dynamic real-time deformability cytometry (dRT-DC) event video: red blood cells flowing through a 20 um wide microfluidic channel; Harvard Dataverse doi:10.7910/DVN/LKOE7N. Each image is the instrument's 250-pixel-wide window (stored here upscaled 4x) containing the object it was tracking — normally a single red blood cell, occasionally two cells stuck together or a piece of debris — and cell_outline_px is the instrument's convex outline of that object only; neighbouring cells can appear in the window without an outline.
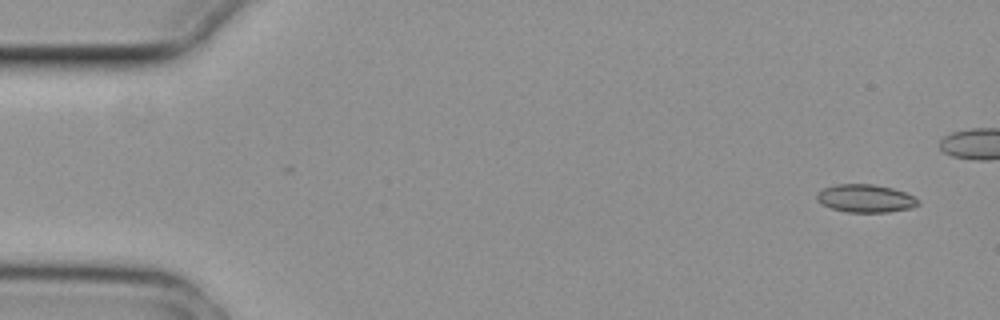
{"species": "common noctule bat (a hibernating species)", "species_latin": "Nyctalus noctula", "temperature_condition": "cold", "stored_images_in_passage": 5, "camera_frame_rate_fps": 3000, "um_per_image_px": 0.085, "animal": {"sex": "female", "body_mass_g": 29.2, "forearm_length_mm": 56.3}, "frame": {"image": 1, "passage_image": 1, "time_ms": 0.0, "image_size_px": [1000, 320], "cell_outline_px": [[920, 204], [912, 208], [888, 212], [848, 212], [832, 208], [820, 204], [816, 200], [816, 192], [824, 188], [836, 184], [872, 184], [892, 188], [904, 192], [920, 200]], "centroid_in_image_um": [73.55, 16.86], "position_along_channel_um": 11.5, "area_um2": 16.59}}
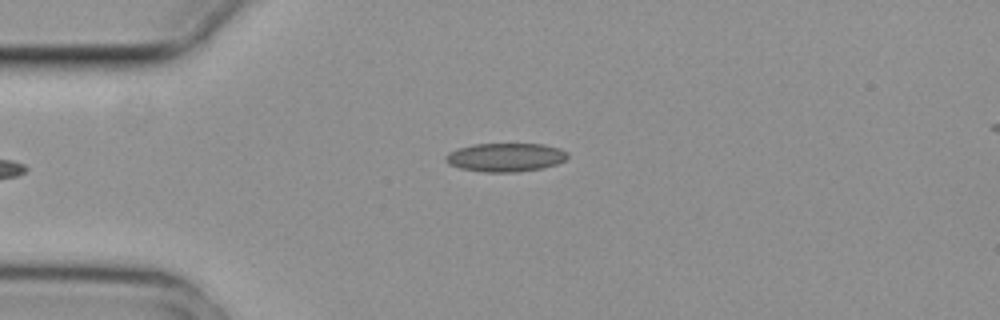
{"frame": {"image": 2, "passage_image": 5, "time_ms": 1.333, "image_size_px": [1000, 320], "cell_outline_px": [[568, 156], [564, 160], [556, 164], [544, 168], [516, 172], [484, 172], [460, 168], [448, 164], [444, 160], [444, 156], [448, 152], [460, 148], [476, 144], [544, 144], [560, 148], [568, 152]], "centroid_in_image_um": [42.97, 13.37], "position_along_channel_um": 42.0, "area_um2": 20.4}}